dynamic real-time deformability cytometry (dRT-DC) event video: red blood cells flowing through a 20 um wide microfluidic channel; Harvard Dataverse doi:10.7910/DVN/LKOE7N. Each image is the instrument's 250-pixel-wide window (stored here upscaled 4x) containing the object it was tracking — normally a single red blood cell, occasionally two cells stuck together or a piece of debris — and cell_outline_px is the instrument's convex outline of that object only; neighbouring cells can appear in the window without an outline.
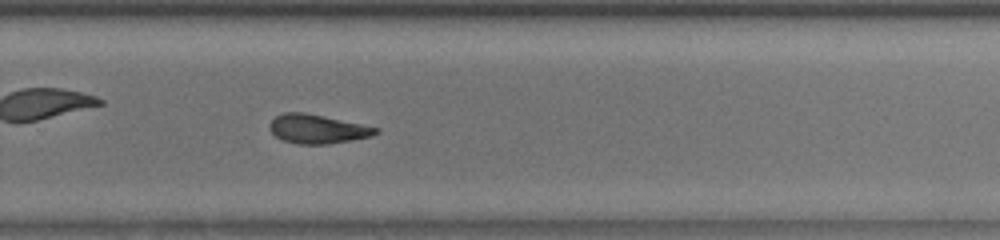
{"species": "common noctule bat (a hibernating species)", "species_latin": "Nyctalus noctula", "temperature_condition": "room temperature", "stored_images_in_passage": 37, "camera_frame_rate_fps": 3000, "um_per_image_px": 0.085, "animal": {"sex": "male", "body_mass_g": 13.0, "forearm_length_mm": 53.1}, "frame": {"image": 1, "passage_image": 22, "time_ms": 7.0, "image_size_px": [1000, 240], "cell_outline_px": [[380, 132], [372, 136], [328, 144], [296, 144], [284, 140], [276, 136], [268, 128], [268, 124], [276, 116], [284, 112], [304, 112], [324, 116], [380, 128]], "centroid_in_image_um": [26.98, 10.96], "position_along_channel_um": 302.8, "area_um2": 17.92}, "authors_computed_cell_mechanics": {"area_um2": 18.4382, "velocity_mm_per_s": 3.959, "shape_relaxation_time_tau1_ms": 5.2186, "shape_relaxation_time_tau2_ms": null, "deformation_change_tau1": 0.1724, "deformation_change_tau2": null}}